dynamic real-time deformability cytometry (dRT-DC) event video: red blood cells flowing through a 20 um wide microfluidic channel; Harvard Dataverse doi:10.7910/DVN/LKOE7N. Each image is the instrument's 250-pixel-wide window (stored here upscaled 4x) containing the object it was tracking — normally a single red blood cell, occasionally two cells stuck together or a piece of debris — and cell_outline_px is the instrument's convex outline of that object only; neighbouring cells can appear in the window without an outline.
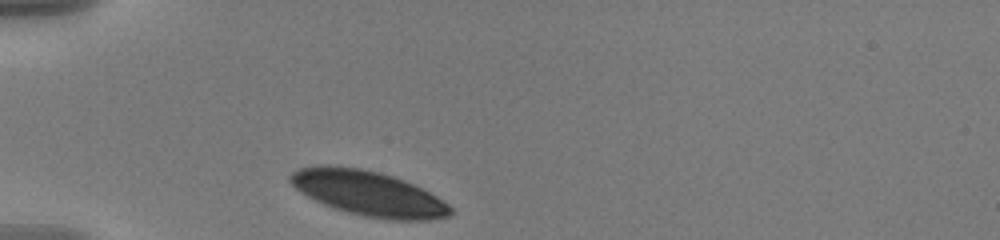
{"species": "human", "species_latin": "Homo sapiens", "temperature_condition": "warm", "stored_images_in_passage": 34, "camera_frame_rate_fps": 3000, "um_per_image_px": 0.085, "donor": {"sex": "male"}, "frame": {"image": 1, "passage_image": 1, "time_ms": 0.0, "image_size_px": [1000, 240], "cell_outline_px": [[452, 212], [448, 216], [428, 220], [388, 220], [364, 216], [348, 212], [324, 204], [300, 192], [288, 180], [288, 176], [292, 172], [300, 168], [328, 164], [360, 168], [380, 172], [404, 180], [444, 200], [452, 208]], "centroid_in_image_um": [31.3, 16.43], "position_along_channel_um": 53.7, "area_um2": 41.73}}
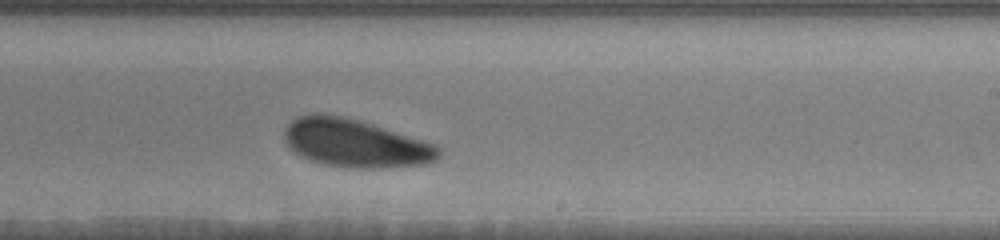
{"frame": {"image": 2, "passage_image": 20, "time_ms": 6.333, "image_size_px": [1000, 240], "cell_outline_px": [[440, 156], [436, 160], [428, 164], [380, 168], [348, 168], [324, 164], [300, 156], [284, 140], [284, 132], [288, 124], [296, 116], [312, 112], [316, 112], [340, 116], [372, 124], [436, 144], [440, 148]], "centroid_in_image_um": [30.21, 12.17], "position_along_channel_um": 258.8, "area_um2": 43.23}}
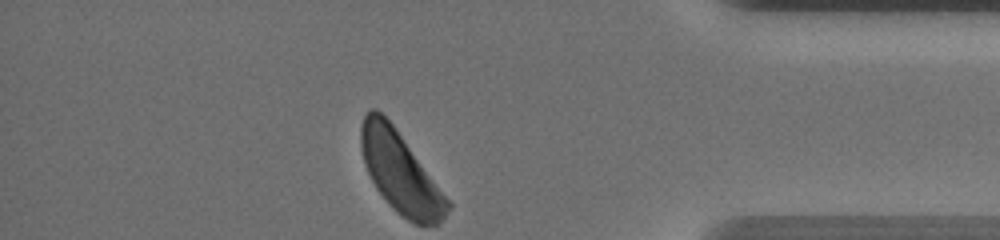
{"frame": {"image": 3, "passage_image": 34, "time_ms": 11.0, "image_size_px": [1000, 240], "cell_outline_px": [[452, 208], [436, 224], [416, 224], [400, 216], [388, 204], [376, 188], [364, 164], [360, 144], [360, 128], [364, 116], [372, 108], [376, 108], [396, 128], [452, 204]], "centroid_in_image_um": [34.01, 14.67], "position_along_channel_um": 401.2, "area_um2": 40.34}, "authors_computed_cell_mechanics": {"area_um2": 43.639, "velocity_mm_per_s": 3.5492, "shape_relaxation_time_tau1_ms": 1.8501, "shape_relaxation_time_tau2_ms": null, "deformation_change_tau1": 0.088, "deformation_change_tau2": null}}